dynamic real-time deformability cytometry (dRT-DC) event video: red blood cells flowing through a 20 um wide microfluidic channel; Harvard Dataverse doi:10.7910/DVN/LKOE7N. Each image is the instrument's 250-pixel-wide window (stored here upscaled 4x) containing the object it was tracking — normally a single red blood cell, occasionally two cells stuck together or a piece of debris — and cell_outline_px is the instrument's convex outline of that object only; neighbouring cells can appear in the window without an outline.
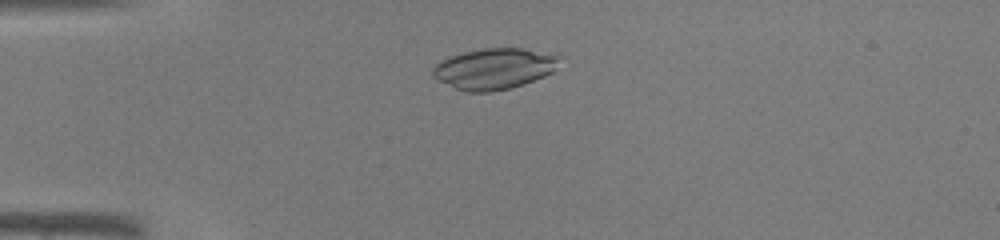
{"species": "common noctule bat (a hibernating species)", "species_latin": "Nyctalus noctula", "temperature_condition": "warm", "stored_images_in_passage": 42, "camera_frame_rate_fps": 3000, "um_per_image_px": 0.085, "animal": {"sex": "male", "body_mass_g": 19.0, "forearm_length_mm": 50.8}, "frame": {"image": 1, "passage_image": 9, "time_ms": 2.667, "image_size_px": [1000, 240], "cell_outline_px": [[560, 56], [552, 72], [544, 76], [508, 88], [492, 92], [464, 92], [432, 76], [432, 68], [440, 60], [448, 56], [464, 52], [484, 48], [524, 48]], "centroid_in_image_um": [41.95, 5.83], "position_along_channel_um": 43.1, "area_um2": 29.82}}
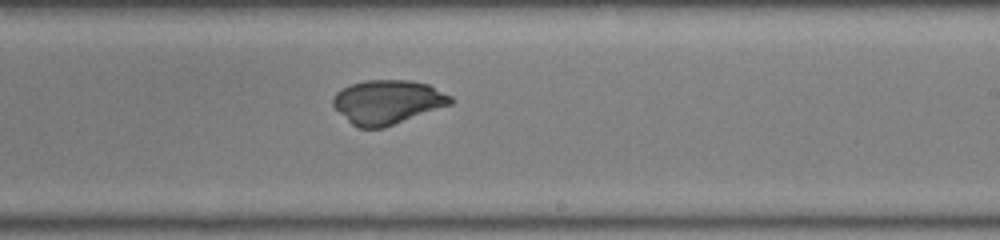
{"frame": {"image": 2, "passage_image": 25, "time_ms": 8.0, "image_size_px": [1000, 240], "cell_outline_px": [[456, 100], [452, 104], [384, 128], [360, 128], [352, 124], [332, 104], [332, 96], [340, 88], [364, 80], [412, 80], [428, 84], [452, 96]], "centroid_in_image_um": [32.96, 8.66], "position_along_channel_um": 256.0, "area_um2": 30.35}}
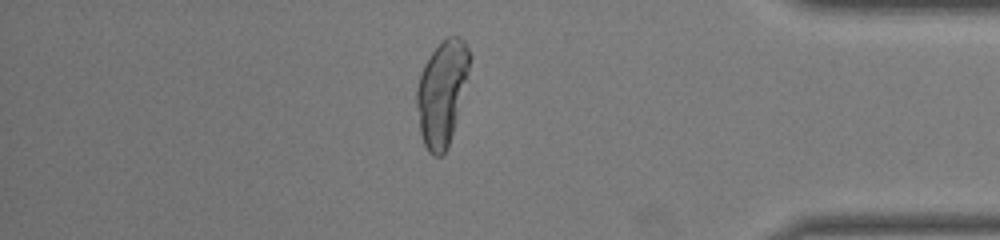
{"frame": {"image": 3, "passage_image": 36, "time_ms": 11.667, "image_size_px": [1000, 240], "cell_outline_px": [[472, 56], [448, 148], [440, 156], [432, 156], [428, 152], [424, 144], [420, 132], [416, 104], [416, 88], [424, 64], [432, 52], [448, 36], [460, 36], [464, 40]], "centroid_in_image_um": [37.55, 7.88], "position_along_channel_um": 397.7, "area_um2": 31.79}}